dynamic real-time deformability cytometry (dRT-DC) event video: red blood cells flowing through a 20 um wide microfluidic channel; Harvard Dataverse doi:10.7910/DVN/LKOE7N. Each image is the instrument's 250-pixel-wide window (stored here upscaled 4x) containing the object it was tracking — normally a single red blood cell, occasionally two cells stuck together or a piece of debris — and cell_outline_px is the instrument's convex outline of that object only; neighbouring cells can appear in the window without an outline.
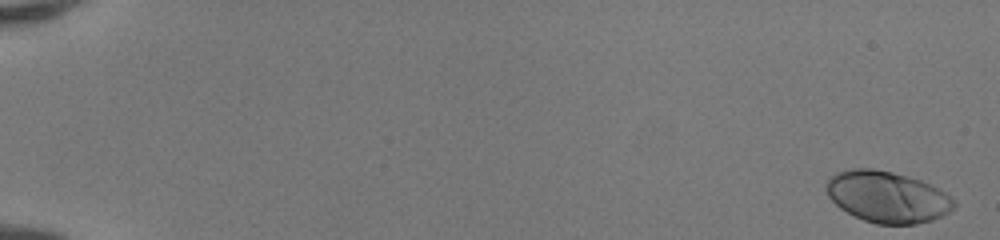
{"species": "human", "species_latin": "Homo sapiens", "temperature_condition": "room temperature", "stored_images_in_passage": 51, "camera_frame_rate_fps": 3000, "um_per_image_px": 0.085, "donor": {"sex": "female"}, "frame": {"image": 1, "passage_image": 1, "time_ms": 0.0, "image_size_px": [1000, 240], "cell_outline_px": [[956, 204], [948, 212], [932, 220], [916, 224], [876, 224], [864, 220], [840, 208], [828, 196], [824, 188], [824, 184], [836, 172], [852, 168], [872, 168], [892, 172], [908, 176], [932, 184], [952, 196], [956, 200]], "centroid_in_image_um": [75.42, 16.72], "position_along_channel_um": 9.6, "area_um2": 38.38}}
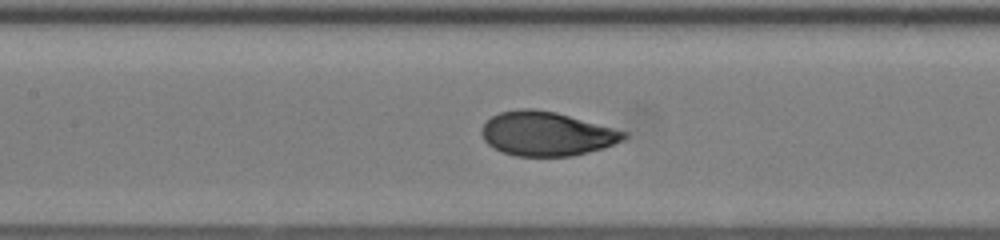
{"frame": {"image": 2, "passage_image": 26, "time_ms": 8.333, "image_size_px": [1000, 240], "cell_outline_px": [[628, 136], [624, 140], [604, 148], [572, 156], [516, 156], [492, 148], [484, 140], [480, 132], [480, 128], [492, 116], [500, 112], [520, 108], [532, 108], [556, 112], [628, 132]], "centroid_in_image_um": [46.46, 11.37], "position_along_channel_um": 160.9, "area_um2": 36.7}}
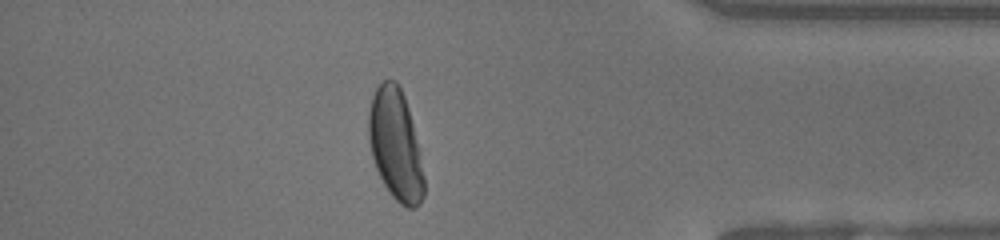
{"frame": {"image": 3, "passage_image": 45, "time_ms": 14.667, "image_size_px": [1000, 240], "cell_outline_px": [[424, 196], [420, 204], [416, 208], [408, 208], [400, 204], [388, 192], [376, 168], [372, 156], [368, 140], [368, 112], [372, 96], [376, 88], [384, 80], [396, 80], [404, 96], [408, 108], [412, 124], [424, 176]], "centroid_in_image_um": [33.6, 12.33], "position_along_channel_um": 401.6, "area_um2": 35.55}, "authors_computed_cell_mechanics": {"area_um2": 36.8186, "velocity_mm_per_s": 4.1677, "shape_relaxation_time_tau1_ms": 2.7725, "shape_relaxation_time_tau2_ms": null, "deformation_change_tau1": 0.1734, "deformation_change_tau2": null}}